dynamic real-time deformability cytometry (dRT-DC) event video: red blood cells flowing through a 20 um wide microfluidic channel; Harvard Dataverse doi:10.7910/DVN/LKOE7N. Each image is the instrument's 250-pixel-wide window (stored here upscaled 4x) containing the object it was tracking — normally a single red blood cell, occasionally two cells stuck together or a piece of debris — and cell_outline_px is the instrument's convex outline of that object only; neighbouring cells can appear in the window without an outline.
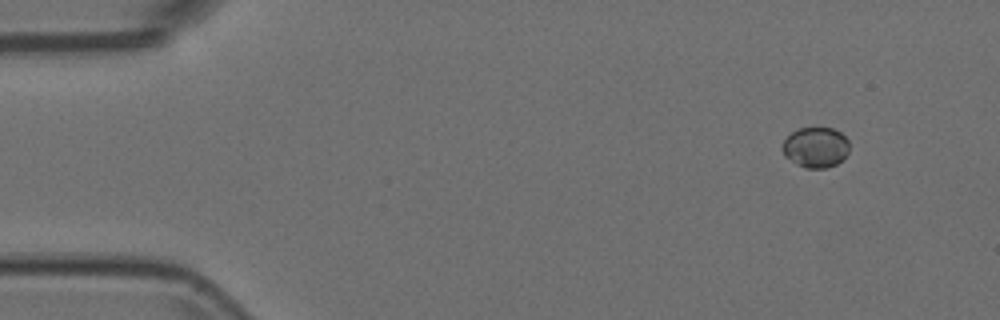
{"species": "Egyptian fruit bat (a non-hibernating species)", "species_latin": "Rousettus aegyptiacus", "temperature_condition": "room temperature", "stored_images_in_passage": 56, "segment_of_instrument_passage": [1, 2], "camera_frame_rate_fps": 3000, "um_per_image_px": 0.085, "animal": {"sex": "female"}, "frame": {"image": 1, "passage_image": 6, "time_ms": 1.667, "image_size_px": [1000, 320], "cell_outline_px": [[848, 152], [844, 160], [836, 164], [824, 168], [804, 168], [796, 164], [784, 156], [784, 140], [796, 128], [832, 128], [840, 132], [848, 140]], "centroid_in_image_um": [69.35, 12.53], "position_along_channel_um": 15.7, "area_um2": 15.72}}
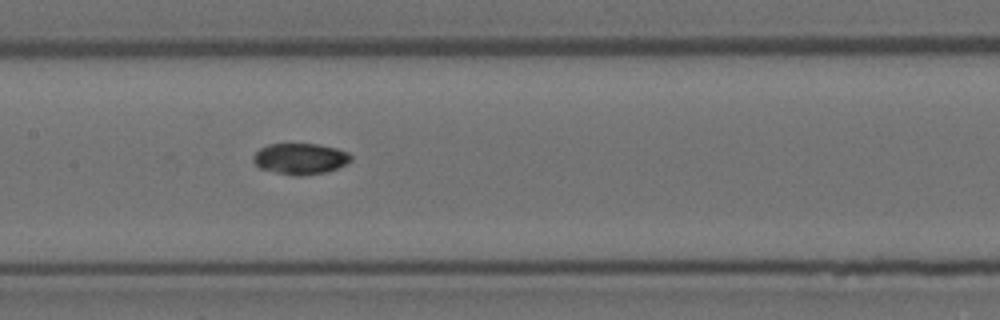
{"frame": {"image": 2, "passage_image": 27, "time_ms": 8.667, "image_size_px": [1000, 320], "cell_outline_px": [[352, 160], [336, 168], [324, 172], [304, 176], [296, 176], [276, 172], [260, 168], [252, 160], [252, 156], [260, 148], [268, 144], [320, 144], [336, 148], [348, 152], [352, 156]], "centroid_in_image_um": [25.51, 13.48], "position_along_channel_um": 181.9, "area_um2": 17.63}}
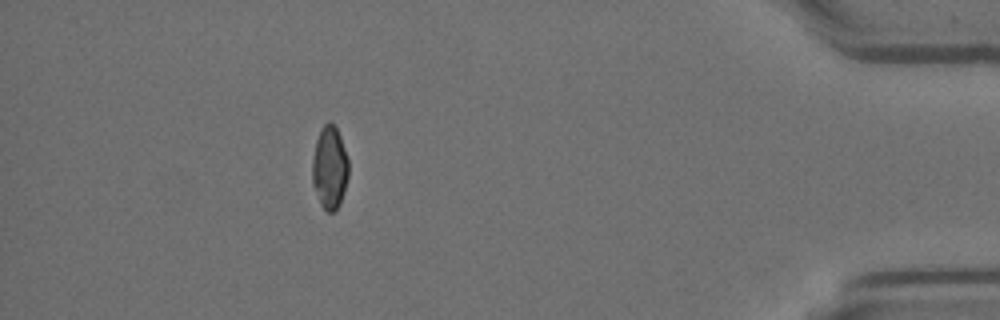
{"frame": {"image": 3, "passage_image": 49, "time_ms": 16.0, "image_size_px": [1000, 320], "cell_outline_px": [[348, 176], [344, 192], [340, 204], [332, 212], [328, 212], [320, 204], [312, 184], [312, 160], [316, 140], [320, 128], [328, 120], [336, 128], [340, 136], [348, 160]], "centroid_in_image_um": [28.01, 14.24], "position_along_channel_um": 407.2, "area_um2": 17.51}}